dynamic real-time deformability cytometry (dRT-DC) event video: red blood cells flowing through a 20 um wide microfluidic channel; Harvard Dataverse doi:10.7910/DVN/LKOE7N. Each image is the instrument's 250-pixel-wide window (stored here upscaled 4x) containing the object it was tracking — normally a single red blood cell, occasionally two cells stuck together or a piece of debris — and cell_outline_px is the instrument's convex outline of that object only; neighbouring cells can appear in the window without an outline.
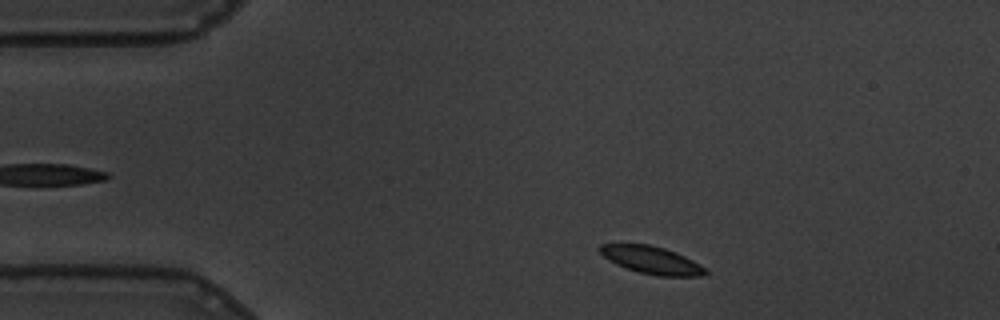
{"species": "common noctule bat (a hibernating species)", "species_latin": "Nyctalus noctula", "temperature_condition": "warm", "stored_images_in_passage": 53, "camera_frame_rate_fps": 3000, "um_per_image_px": 0.085, "animal": {"sex": "male", "body_mass_g": 19.5, "forearm_length_mm": 54.6}, "frame": {"image": 1, "passage_image": 4, "time_ms": 1.0, "image_size_px": [1000, 320], "cell_outline_px": [[708, 272], [700, 276], [660, 276], [640, 272], [616, 264], [604, 256], [596, 248], [600, 244], [648, 244], [664, 248], [676, 252], [700, 264]], "centroid_in_image_um": [55.37, 22.09], "position_along_channel_um": 29.6, "area_um2": 16.7}}
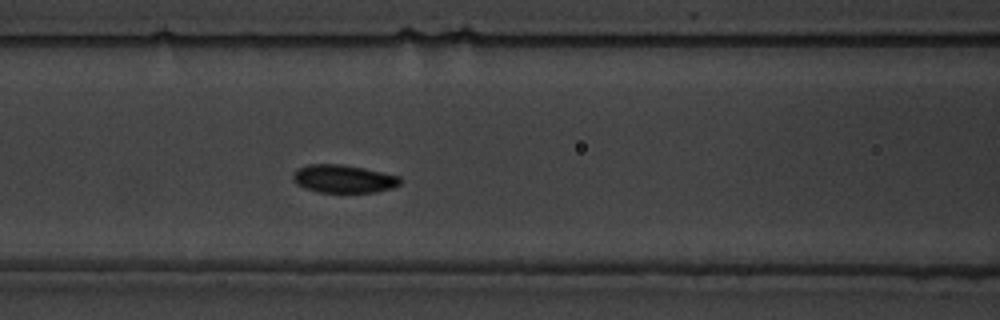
{"frame": {"image": 2, "passage_image": 18, "time_ms": 5.667, "image_size_px": [1000, 320], "cell_outline_px": [[400, 184], [392, 188], [376, 192], [316, 192], [304, 188], [296, 184], [292, 180], [292, 176], [296, 168], [308, 164], [344, 164], [364, 168], [400, 176]], "centroid_in_image_um": [29.15, 15.19], "position_along_channel_um": 137.4, "area_um2": 17.69}}
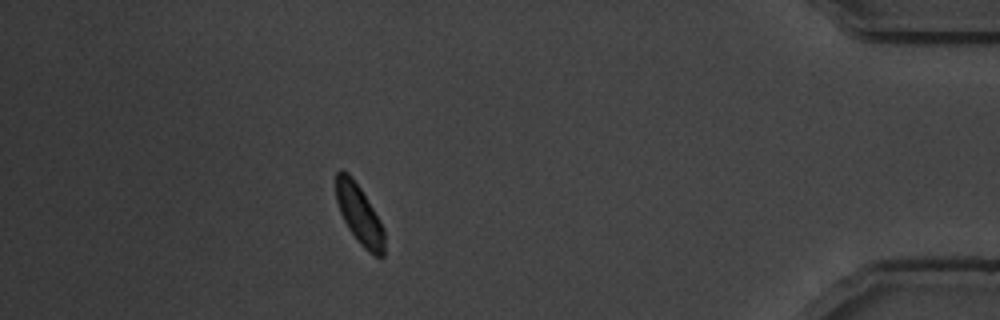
{"frame": {"image": 3, "passage_image": 46, "time_ms": 15.0, "image_size_px": [1000, 320], "cell_outline_px": [[384, 256], [376, 256], [368, 252], [360, 244], [348, 228], [340, 212], [336, 200], [336, 172], [340, 168], [348, 172], [352, 176], [360, 188], [380, 220], [384, 228]], "centroid_in_image_um": [30.53, 18.21], "position_along_channel_um": 404.7, "area_um2": 16.7}, "authors_computed_cell_mechanics": {"area_um2": 17.4556, "velocity_mm_per_s": 3.3942, "shape_relaxation_time_tau1_ms": 3.1778, "shape_relaxation_time_tau2_ms": null, "deformation_change_tau1": 0.0946, "deformation_change_tau2": null}}